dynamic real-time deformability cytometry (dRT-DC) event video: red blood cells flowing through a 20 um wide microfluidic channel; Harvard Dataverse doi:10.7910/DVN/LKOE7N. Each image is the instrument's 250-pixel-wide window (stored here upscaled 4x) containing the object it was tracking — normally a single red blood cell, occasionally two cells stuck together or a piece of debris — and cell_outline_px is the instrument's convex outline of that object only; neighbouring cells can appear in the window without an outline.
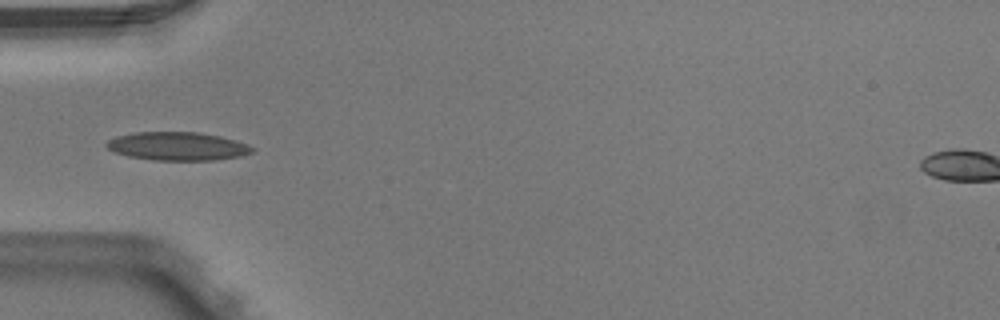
{"species": "Egyptian fruit bat (a non-hibernating species)", "species_latin": "Rousettus aegyptiacus", "temperature_condition": "warm", "stored_images_in_passage": 4, "camera_frame_rate_fps": 3000, "um_per_image_px": 0.085, "animal": {"sex": "male"}, "frame": {"image": 1, "passage_image": 4, "time_ms": 1.0, "image_size_px": [1000, 320], "cell_outline_px": [[256, 148], [252, 152], [240, 156], [212, 160], [152, 160], [128, 156], [116, 152], [108, 148], [104, 144], [108, 140], [116, 136], [136, 132], [196, 132], [220, 136], [236, 140], [248, 144]], "centroid_in_image_um": [15.1, 12.42], "position_along_channel_um": 69.9, "area_um2": 24.04}}